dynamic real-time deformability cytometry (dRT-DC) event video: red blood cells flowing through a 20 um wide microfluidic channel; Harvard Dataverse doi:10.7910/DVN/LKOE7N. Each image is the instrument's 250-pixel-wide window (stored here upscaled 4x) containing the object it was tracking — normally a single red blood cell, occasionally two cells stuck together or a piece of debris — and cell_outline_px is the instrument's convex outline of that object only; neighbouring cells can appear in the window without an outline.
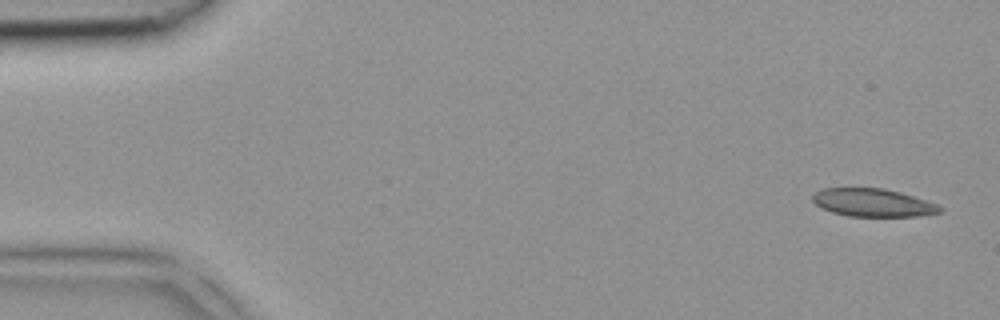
{"species": "common noctule bat (a hibernating species)", "species_latin": "Nyctalus noctula", "temperature_condition": "room temperature", "stored_images_in_passage": 5, "camera_frame_rate_fps": 3000, "um_per_image_px": 0.085, "animal": {"sex": "female", "body_mass_g": 18.4}, "frame": {"image": 1, "passage_image": 1, "time_ms": 0.0, "image_size_px": [1000, 320], "cell_outline_px": [[944, 208], [940, 212], [916, 216], [848, 216], [832, 212], [816, 204], [812, 200], [812, 196], [816, 192], [824, 188], [884, 188], [900, 192], [936, 204]], "centroid_in_image_um": [74.18, 17.22], "position_along_channel_um": 10.8, "area_um2": 20.46}}
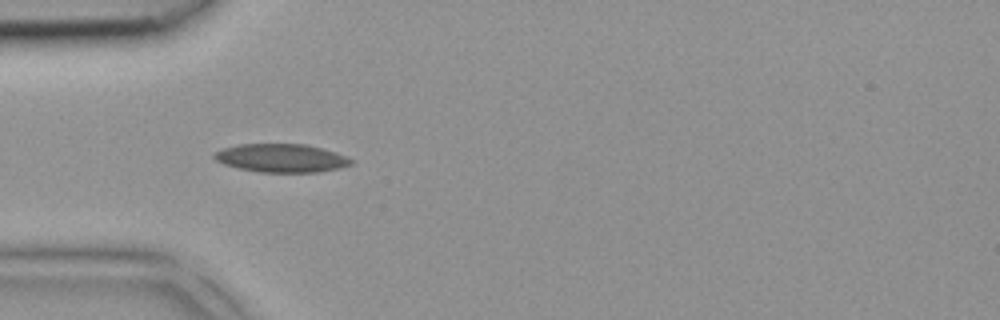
{"frame": {"image": 2, "passage_image": 4, "time_ms": 1.0, "image_size_px": [1000, 320], "cell_outline_px": [[352, 164], [340, 168], [316, 172], [260, 172], [240, 168], [224, 164], [216, 160], [212, 156], [216, 152], [224, 148], [236, 144], [304, 144], [336, 152], [352, 160]], "centroid_in_image_um": [23.9, 13.43], "position_along_channel_um": 61.1, "area_um2": 22.37}}